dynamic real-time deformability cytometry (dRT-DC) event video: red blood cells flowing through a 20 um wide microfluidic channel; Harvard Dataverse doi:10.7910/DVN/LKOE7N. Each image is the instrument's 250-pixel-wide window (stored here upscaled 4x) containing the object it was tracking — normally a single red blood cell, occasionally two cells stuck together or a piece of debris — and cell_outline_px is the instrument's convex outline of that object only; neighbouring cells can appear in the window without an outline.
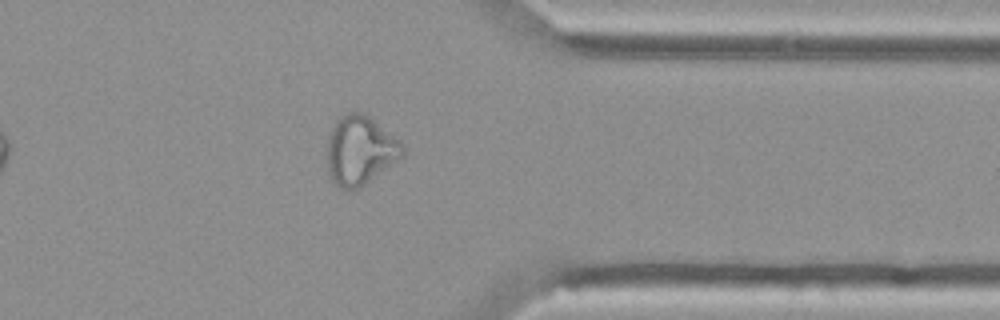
{"species": "Egyptian fruit bat (a non-hibernating species)", "species_latin": "Rousettus aegyptiacus", "temperature_condition": "cold", "stored_images_in_passage": 39, "camera_frame_rate_fps": 3000, "um_per_image_px": 0.085, "animal": {"sex": "female"}, "frame": {"image": 1, "passage_image": 28, "time_ms": 9.0, "image_size_px": [1000, 320], "cell_outline_px": [[404, 156], [400, 160], [352, 192], [348, 192], [332, 184], [328, 172], [328, 136], [336, 120], [344, 112], [360, 112], [368, 116], [400, 140], [404, 148]], "centroid_in_image_um": [30.6, 12.81], "position_along_channel_um": 380.8, "area_um2": 30.63}, "authors_computed_cell_mechanics": {"area_um2": 28.9, "velocity_mm_per_s": 3.703, "shape_relaxation_time_tau1_ms": null, "shape_relaxation_time_tau2_ms": 2.025, "deformation_change_tau1": null, "deformation_change_tau2": 0.1091}}